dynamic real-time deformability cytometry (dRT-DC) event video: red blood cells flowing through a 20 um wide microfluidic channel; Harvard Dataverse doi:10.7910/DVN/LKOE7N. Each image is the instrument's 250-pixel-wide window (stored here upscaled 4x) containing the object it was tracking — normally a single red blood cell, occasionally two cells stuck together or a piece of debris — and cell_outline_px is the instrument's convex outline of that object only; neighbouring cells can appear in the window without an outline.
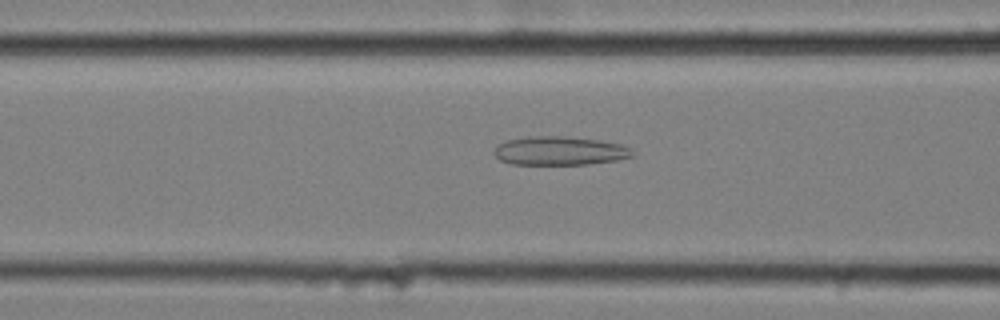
{"species": "common noctule bat (a hibernating species)", "species_latin": "Nyctalus noctula", "temperature_condition": "cold", "stored_images_in_passage": 54, "camera_frame_rate_fps": 3000, "um_per_image_px": 0.085, "animal": {"sex": "female", "body_mass_g": 25.1}, "frame": {"image": 1, "passage_image": 20, "time_ms": 6.333, "image_size_px": [1000, 320], "cell_outline_px": [[636, 156], [616, 160], [584, 164], [512, 164], [500, 160], [492, 152], [496, 144], [508, 140], [528, 136], [564, 136], [596, 140], [620, 144], [632, 148], [636, 152]], "centroid_in_image_um": [47.57, 12.82], "position_along_channel_um": 119.0, "area_um2": 23.24}}
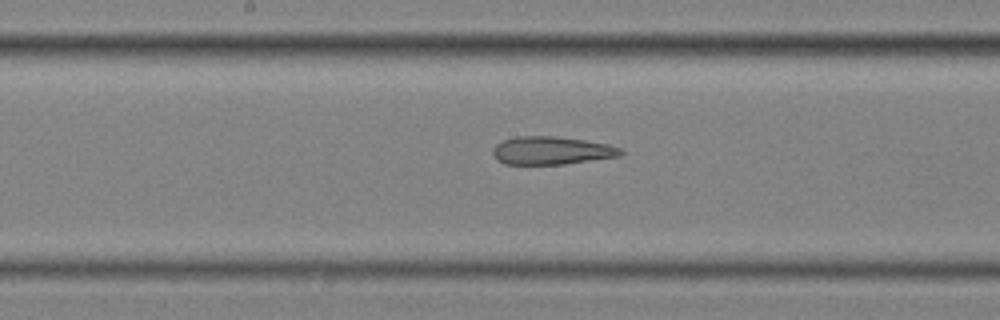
{"frame": {"image": 2, "passage_image": 27, "time_ms": 8.667, "image_size_px": [1000, 320], "cell_outline_px": [[624, 152], [620, 156], [564, 164], [504, 164], [496, 160], [492, 152], [492, 148], [496, 144], [504, 140], [516, 136], [556, 136], [584, 140], [608, 144], [620, 148]], "centroid_in_image_um": [46.85, 12.79], "position_along_channel_um": 201.3, "area_um2": 20.92}}
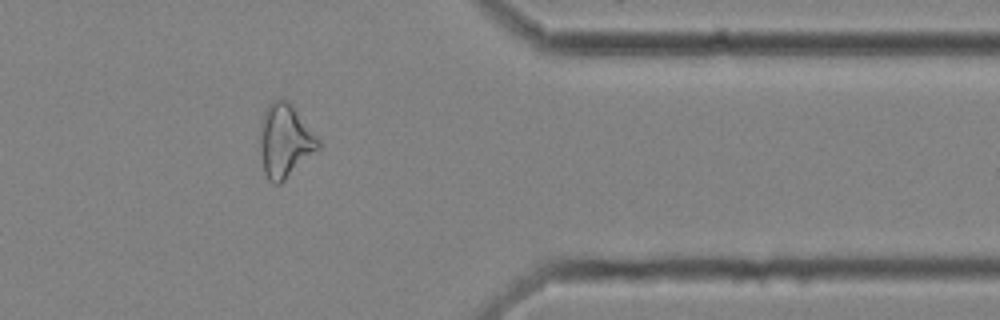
{"frame": {"image": 3, "passage_image": 44, "time_ms": 14.333, "image_size_px": [1000, 320], "cell_outline_px": [[320, 148], [280, 184], [272, 184], [268, 180], [264, 172], [260, 152], [260, 124], [264, 112], [268, 104], [272, 100], [288, 100], [292, 104], [320, 140]], "centroid_in_image_um": [24.21, 11.97], "position_along_channel_um": 387.2, "area_um2": 24.97}, "authors_computed_cell_mechanics": {"area_um2": 24.9696, "velocity_mm_per_s": 3.533, "shape_relaxation_time_tau1_ms": null, "shape_relaxation_time_tau2_ms": 4.8452, "deformation_change_tau1": null, "deformation_change_tau2": 0.1631}}